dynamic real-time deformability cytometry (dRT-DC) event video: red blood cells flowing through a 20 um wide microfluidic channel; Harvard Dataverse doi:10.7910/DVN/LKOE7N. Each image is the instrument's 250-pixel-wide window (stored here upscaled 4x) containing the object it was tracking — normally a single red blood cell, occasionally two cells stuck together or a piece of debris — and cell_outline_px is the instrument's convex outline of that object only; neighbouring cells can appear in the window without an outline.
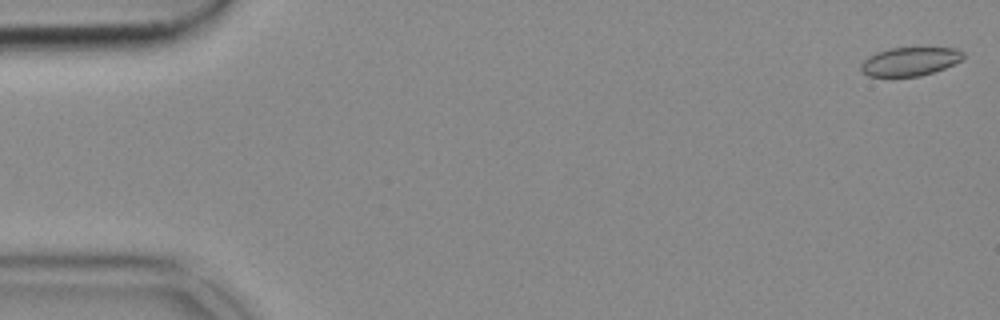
{"species": "common noctule bat (a hibernating species)", "species_latin": "Nyctalus noctula", "temperature_condition": "cold", "stored_images_in_passage": 53, "camera_frame_rate_fps": 3000, "um_per_image_px": 0.085, "animal": {"sex": "female", "body_mass_g": 18.4}, "frame": {"image": 1, "passage_image": 1, "time_ms": 0.0, "image_size_px": [1000, 320], "cell_outline_px": [[964, 56], [960, 60], [944, 68], [920, 76], [868, 76], [860, 72], [860, 64], [868, 56], [876, 52], [888, 48], [956, 48], [964, 52]], "centroid_in_image_um": [77.29, 5.22], "position_along_channel_um": 7.7, "area_um2": 16.99}}
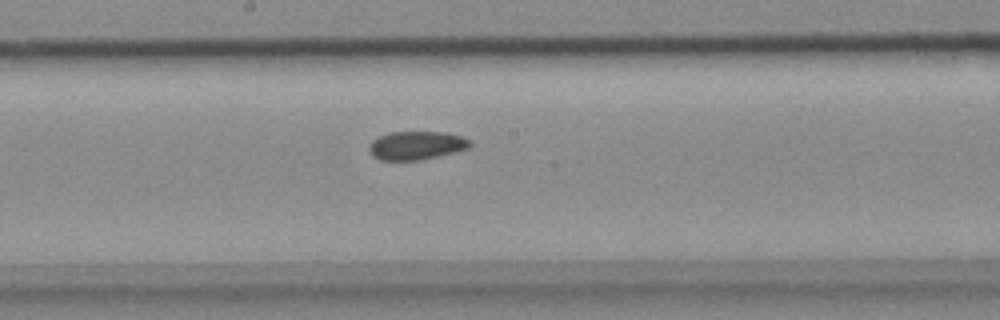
{"frame": {"image": 2, "passage_image": 28, "time_ms": 9.0, "image_size_px": [1000, 320], "cell_outline_px": [[472, 144], [468, 148], [420, 160], [380, 160], [372, 156], [368, 148], [368, 144], [372, 140], [388, 132], [444, 132], [460, 136], [468, 140]], "centroid_in_image_um": [35.32, 12.36], "position_along_channel_um": 212.9, "area_um2": 16.59}}
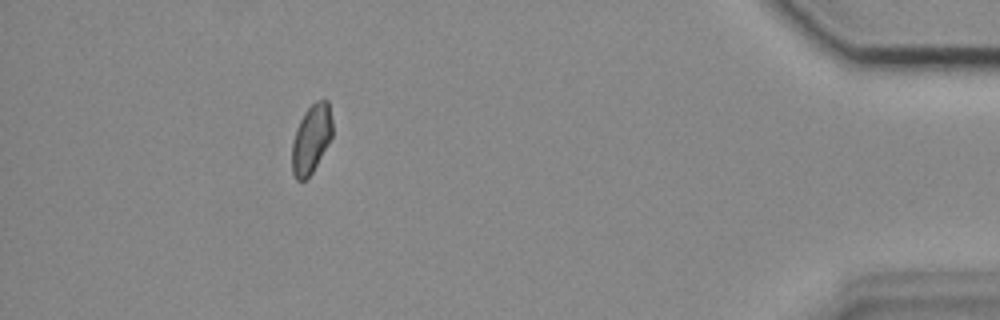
{"frame": {"image": 3, "passage_image": 48, "time_ms": 15.667, "image_size_px": [1000, 320], "cell_outline_px": [[332, 136], [312, 172], [304, 180], [296, 180], [292, 172], [292, 140], [296, 128], [304, 112], [316, 100], [328, 100], [332, 120]], "centroid_in_image_um": [26.44, 11.79], "position_along_channel_um": 408.8, "area_um2": 16.07}}